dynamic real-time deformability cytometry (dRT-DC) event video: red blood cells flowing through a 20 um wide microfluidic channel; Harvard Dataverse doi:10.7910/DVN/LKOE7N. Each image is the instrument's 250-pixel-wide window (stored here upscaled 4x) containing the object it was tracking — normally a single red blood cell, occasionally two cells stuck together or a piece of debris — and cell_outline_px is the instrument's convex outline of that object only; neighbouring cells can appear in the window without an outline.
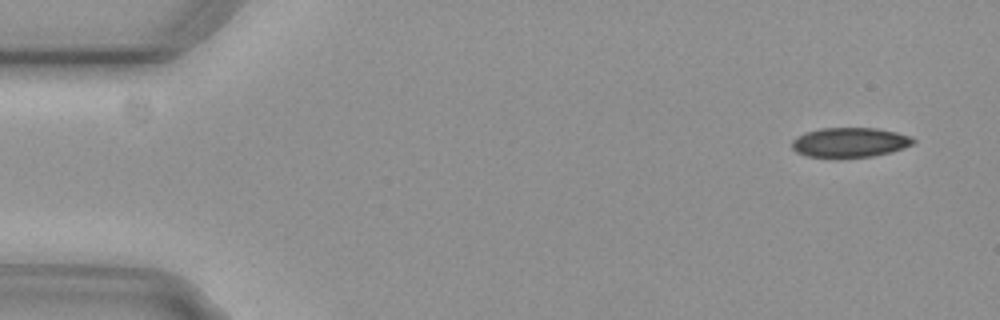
{"species": "common noctule bat (a hibernating species)", "species_latin": "Nyctalus noctula", "temperature_condition": "cold", "stored_images_in_passage": 4, "camera_frame_rate_fps": 3000, "um_per_image_px": 0.085, "animal": {"sex": "female", "body_mass_g": 29.2, "forearm_length_mm": 56.3}, "frame": {"image": 1, "passage_image": 1, "time_ms": 0.0, "image_size_px": [1000, 320], "cell_outline_px": [[916, 140], [912, 144], [904, 148], [892, 152], [872, 156], [836, 160], [808, 156], [796, 152], [792, 148], [792, 140], [796, 136], [804, 132], [820, 128], [876, 128], [896, 132], [908, 136]], "centroid_in_image_um": [72.18, 12.14], "position_along_channel_um": 12.8, "area_um2": 21.62}}